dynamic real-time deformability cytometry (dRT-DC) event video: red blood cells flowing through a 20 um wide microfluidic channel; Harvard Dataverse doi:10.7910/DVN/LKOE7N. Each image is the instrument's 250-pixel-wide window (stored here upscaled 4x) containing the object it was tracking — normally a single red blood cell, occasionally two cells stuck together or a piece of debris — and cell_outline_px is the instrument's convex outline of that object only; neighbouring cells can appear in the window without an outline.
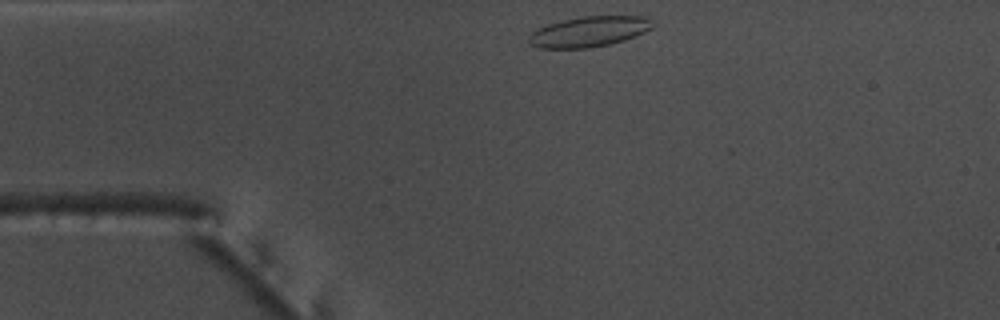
{"species": "common noctule bat (a hibernating species)", "species_latin": "Nyctalus noctula", "temperature_condition": "warm", "stored_images_in_passage": 32, "camera_frame_rate_fps": 3000, "um_per_image_px": 0.085, "animal": {"sex": "male", "body_mass_g": 17.5, "forearm_length_mm": 52.3}, "frame": {"image": 1, "passage_image": 1, "time_ms": 0.0, "image_size_px": [1000, 320], "cell_outline_px": [[656, 24], [652, 28], [644, 32], [624, 40], [608, 44], [588, 48], [540, 48], [528, 44], [528, 36], [532, 32], [548, 24], [580, 16], [648, 16], [656, 20]], "centroid_in_image_um": [50.12, 2.67], "position_along_channel_um": 34.9, "area_um2": 22.08}}
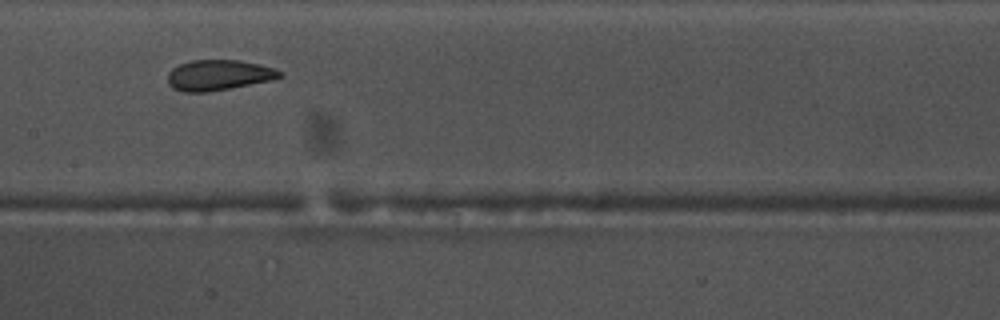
{"frame": {"image": 2, "passage_image": 16, "time_ms": 5.0, "image_size_px": [1000, 320], "cell_outline_px": [[284, 76], [272, 80], [232, 88], [208, 92], [180, 92], [172, 88], [168, 84], [168, 72], [172, 68], [180, 64], [192, 60], [240, 60], [260, 64], [276, 68], [284, 72]], "centroid_in_image_um": [18.61, 6.39], "position_along_channel_um": 188.8, "area_um2": 20.29}}
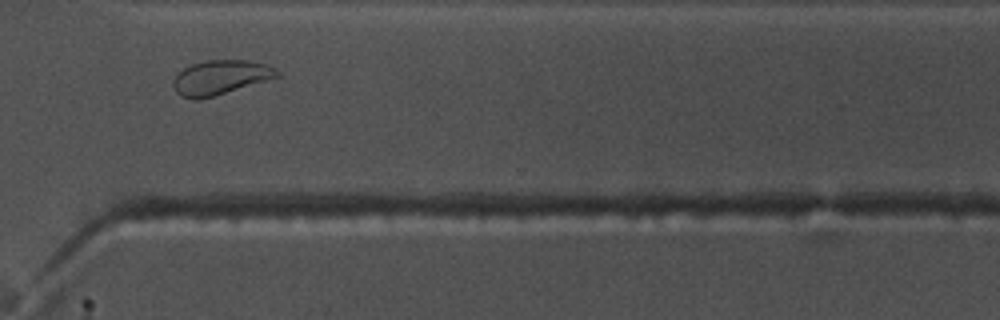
{"frame": {"image": 3, "passage_image": 29, "time_ms": 9.333, "image_size_px": [1000, 320], "cell_outline_px": [[280, 76], [212, 96], [196, 100], [192, 100], [180, 96], [176, 92], [172, 84], [176, 76], [184, 68], [192, 64], [208, 60], [248, 60], [264, 64], [276, 68], [280, 72]], "centroid_in_image_um": [18.72, 6.58], "position_along_channel_um": 351.9, "area_um2": 20.52}, "authors_computed_cell_mechanics": {"area_um2": 20.2878, "velocity_mm_per_s": 3.7581, "shape_relaxation_time_tau1_ms": 7.8514, "shape_relaxation_time_tau2_ms": 0.963, "deformation_change_tau1": 0.1696, "deformation_change_tau2": 0.0617}}